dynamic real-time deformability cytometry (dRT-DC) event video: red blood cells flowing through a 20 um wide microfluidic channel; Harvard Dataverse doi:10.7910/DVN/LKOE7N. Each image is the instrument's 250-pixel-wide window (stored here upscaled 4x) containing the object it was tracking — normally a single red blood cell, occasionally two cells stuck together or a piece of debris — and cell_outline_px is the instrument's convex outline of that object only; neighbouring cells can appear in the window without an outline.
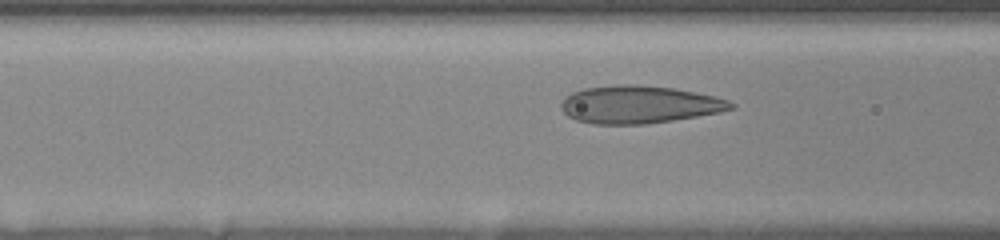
{"species": "human", "species_latin": "Homo sapiens", "temperature_condition": "room temperature", "stored_images_in_passage": 40, "camera_frame_rate_fps": 3000, "um_per_image_px": 0.085, "donor": {"sex": "female"}, "frame": {"image": 1, "passage_image": 8, "time_ms": 1.0, "image_size_px": [1000, 240], "cell_outline_px": [[736, 108], [720, 112], [672, 120], [644, 124], [592, 124], [576, 120], [568, 116], [560, 108], [560, 104], [564, 96], [572, 92], [584, 88], [616, 84], [632, 84], [672, 88], [716, 96], [728, 100], [736, 104]], "centroid_in_image_um": [54.3, 8.88], "position_along_channel_um": 112.3, "area_um2": 37.4}}
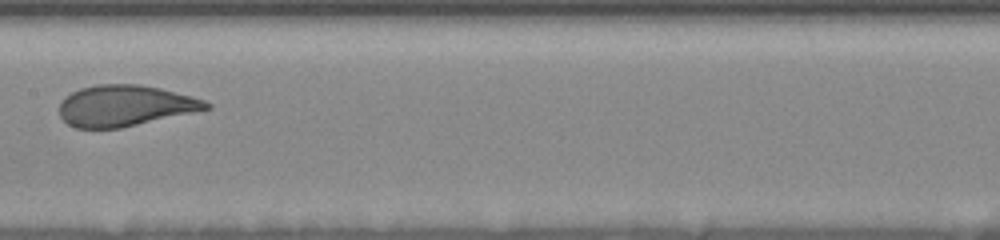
{"frame": {"image": 2, "passage_image": 20, "time_ms": 3.333, "image_size_px": [1000, 240], "cell_outline_px": [[212, 108], [120, 128], [76, 128], [68, 124], [60, 116], [60, 100], [72, 92], [80, 88], [100, 84], [140, 84], [160, 88], [192, 96], [204, 100], [212, 104]], "centroid_in_image_um": [10.62, 8.98], "position_along_channel_um": 196.8, "area_um2": 35.03}}
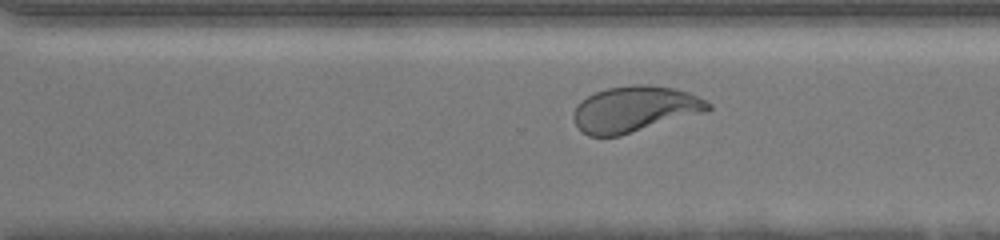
{"frame": {"image": 3, "passage_image": 29, "time_ms": 6.667, "image_size_px": [1000, 240], "cell_outline_px": [[712, 108], [708, 112], [620, 136], [588, 136], [580, 132], [572, 116], [572, 112], [576, 104], [580, 100], [596, 92], [608, 88], [632, 84], [648, 84], [672, 88], [688, 92], [712, 104]], "centroid_in_image_um": [53.94, 9.29], "position_along_channel_um": 316.7, "area_um2": 36.47}, "authors_computed_cell_mechanics": {"area_um2": 36.3562, "velocity_mm_per_s": 3.622, "shape_relaxation_time_tau1_ms": 3.9677, "shape_relaxation_time_tau2_ms": null, "deformation_change_tau1": 0.1633, "deformation_change_tau2": null}}